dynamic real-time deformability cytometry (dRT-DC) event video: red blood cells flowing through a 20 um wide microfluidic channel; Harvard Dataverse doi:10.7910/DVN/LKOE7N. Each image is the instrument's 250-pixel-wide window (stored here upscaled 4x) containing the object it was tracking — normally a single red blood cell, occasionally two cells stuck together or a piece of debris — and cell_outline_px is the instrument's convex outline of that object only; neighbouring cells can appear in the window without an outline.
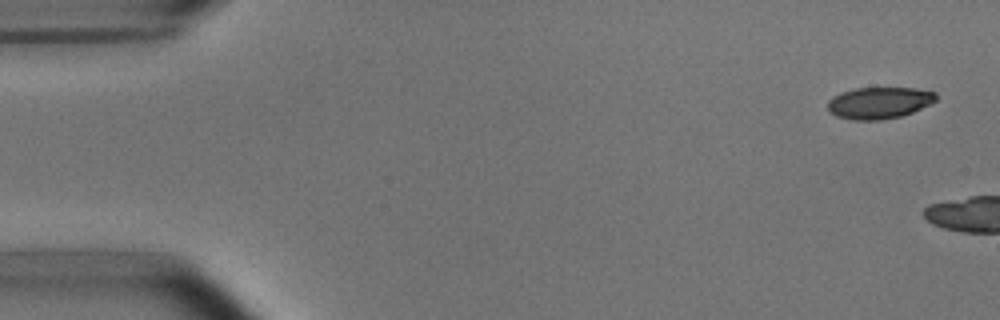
{"species": "common noctule bat (a hibernating species)", "species_latin": "Nyctalus noctula", "temperature_condition": "room temperature", "stored_images_in_passage": 3, "camera_frame_rate_fps": 3000, "um_per_image_px": 0.085, "animal": {"sex": "male", "body_mass_g": 15.6}, "frame": {"image": 1, "passage_image": 1, "time_ms": 0.0, "image_size_px": [1000, 320], "cell_outline_px": [[936, 100], [912, 112], [900, 116], [880, 120], [852, 120], [836, 116], [828, 112], [828, 100], [832, 96], [840, 92], [856, 88], [916, 88], [936, 92]], "centroid_in_image_um": [74.68, 8.74], "position_along_channel_um": 10.3, "area_um2": 20.0}}